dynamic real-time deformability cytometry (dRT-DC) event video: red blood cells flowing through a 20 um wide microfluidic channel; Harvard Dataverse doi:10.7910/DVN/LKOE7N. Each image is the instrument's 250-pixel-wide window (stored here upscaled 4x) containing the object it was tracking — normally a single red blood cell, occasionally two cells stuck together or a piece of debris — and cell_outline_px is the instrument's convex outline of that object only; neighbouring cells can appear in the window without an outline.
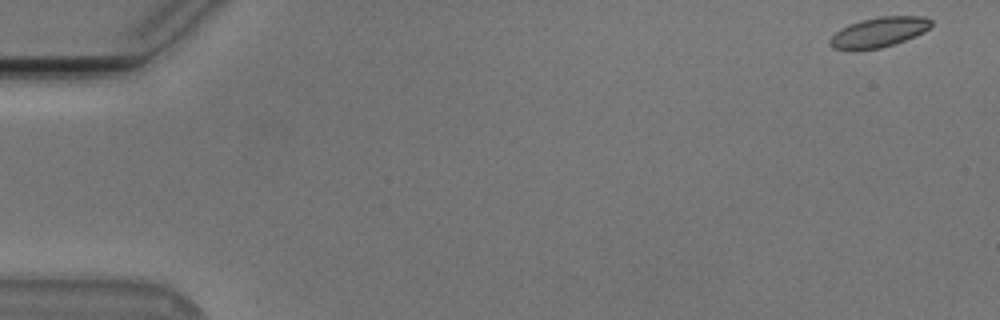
{"species": "Egyptian fruit bat (a non-hibernating species)", "species_latin": "Rousettus aegyptiacus", "temperature_condition": "cold", "stored_images_in_passage": 54, "camera_frame_rate_fps": 3000, "um_per_image_px": 0.085, "animal": {"sex": "male"}, "frame": {"image": 1, "passage_image": 1, "time_ms": 0.0, "image_size_px": [1000, 320], "cell_outline_px": [[932, 24], [924, 32], [916, 36], [880, 48], [852, 52], [832, 48], [828, 44], [828, 40], [840, 28], [848, 24], [860, 20], [880, 16], [924, 16], [932, 20]], "centroid_in_image_um": [74.64, 2.76], "position_along_channel_um": 10.4, "area_um2": 18.09}}
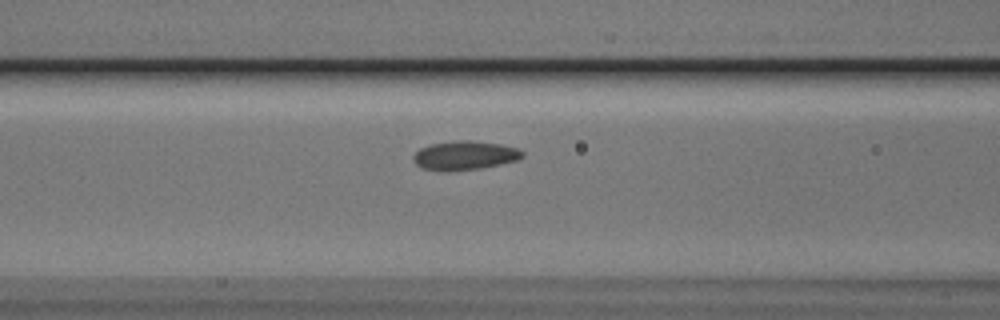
{"frame": {"image": 2, "passage_image": 22, "time_ms": 7.0, "image_size_px": [1000, 320], "cell_outline_px": [[524, 156], [520, 160], [480, 168], [448, 172], [444, 172], [420, 168], [412, 160], [412, 156], [420, 148], [428, 144], [456, 140], [468, 140], [500, 144], [520, 148], [524, 152]], "centroid_in_image_um": [39.49, 13.22], "position_along_channel_um": 127.1, "area_um2": 18.84}}
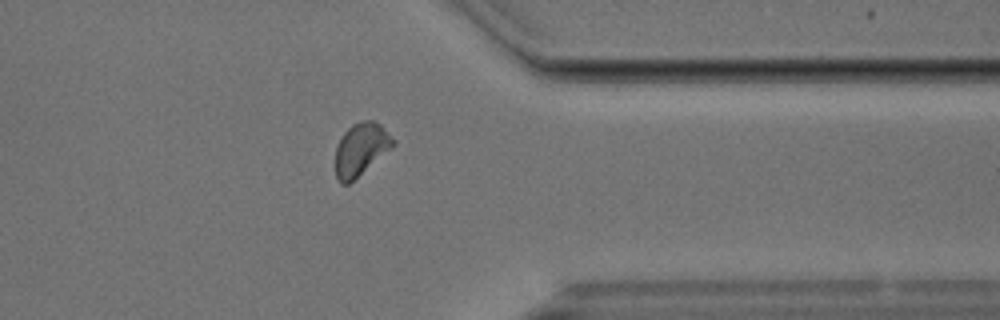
{"frame": {"image": 3, "passage_image": 43, "time_ms": 14.0, "image_size_px": [1000, 320], "cell_outline_px": [[396, 144], [392, 148], [348, 184], [340, 184], [336, 176], [336, 148], [344, 132], [352, 124], [360, 120], [372, 120], [380, 124], [396, 140]], "centroid_in_image_um": [30.69, 12.67], "position_along_channel_um": 380.7, "area_um2": 17.57}, "authors_computed_cell_mechanics": {"area_um2": 17.8602, "velocity_mm_per_s": 3.737, "shape_relaxation_time_tau1_ms": 3.4793, "shape_relaxation_time_tau2_ms": 1.6123, "deformation_change_tau1": 0.1004, "deformation_change_tau2": 0.0695}}